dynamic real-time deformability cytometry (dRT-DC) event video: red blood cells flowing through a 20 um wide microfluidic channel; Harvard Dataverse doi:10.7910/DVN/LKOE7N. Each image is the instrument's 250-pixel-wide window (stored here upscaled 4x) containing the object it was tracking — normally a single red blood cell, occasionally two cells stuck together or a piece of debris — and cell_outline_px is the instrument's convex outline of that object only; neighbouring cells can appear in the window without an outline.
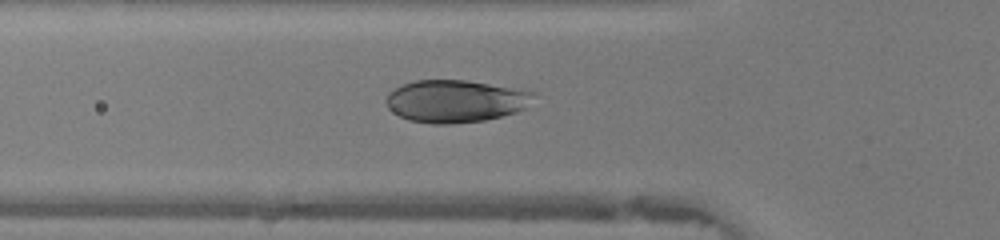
{"species": "human", "species_latin": "Homo sapiens", "temperature_condition": "warm", "stored_images_in_passage": 34, "camera_frame_rate_fps": 3000, "um_per_image_px": 0.085, "donor": {"sex": "female"}, "frame": {"image": 1, "passage_image": 4, "time_ms": 1.0, "image_size_px": [1000, 240], "cell_outline_px": [[536, 92], [524, 108], [516, 112], [484, 120], [452, 124], [432, 124], [408, 120], [392, 112], [388, 108], [384, 100], [388, 92], [404, 84], [416, 80], [464, 80]], "centroid_in_image_um": [38.64, 8.6], "position_along_channel_um": 87.2, "area_um2": 36.18}}
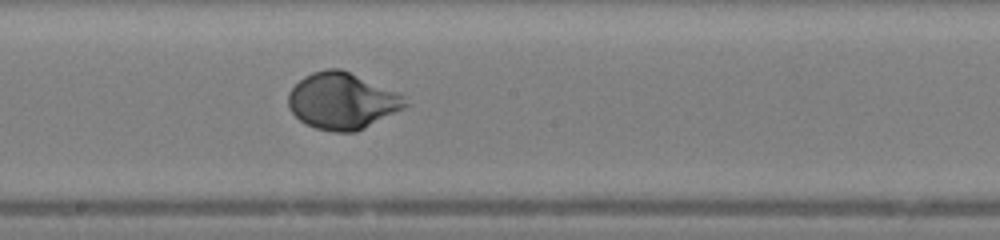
{"frame": {"image": 2, "passage_image": 13, "time_ms": 4.0, "image_size_px": [1000, 240], "cell_outline_px": [[412, 104], [356, 132], [332, 132], [316, 128], [300, 120], [288, 108], [288, 92], [304, 76], [312, 72], [324, 68], [340, 68], [400, 92]], "centroid_in_image_um": [29.11, 8.57], "position_along_channel_um": 219.1, "area_um2": 38.78}}
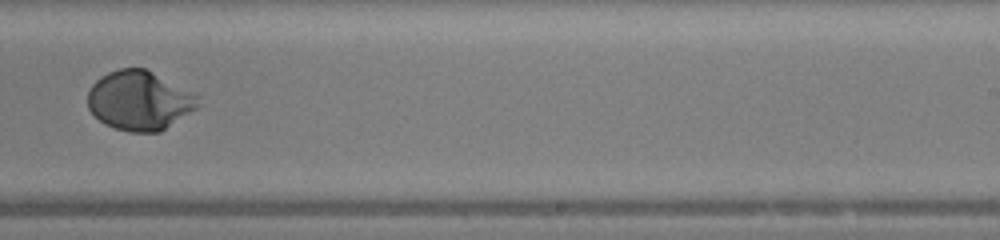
{"frame": {"image": 3, "passage_image": 17, "time_ms": 5.333, "image_size_px": [1000, 240], "cell_outline_px": [[200, 104], [196, 108], [160, 132], [128, 132], [104, 124], [88, 108], [88, 92], [92, 84], [100, 76], [108, 72], [120, 68], [144, 68], [200, 96]], "centroid_in_image_um": [11.84, 8.55], "position_along_channel_um": 277.2, "area_um2": 37.92}, "authors_computed_cell_mechanics": {"area_um2": 37.6567, "velocity_mm_per_s": 4.3764, "shape_relaxation_time_tau1_ms": 2.651, "shape_relaxation_time_tau2_ms": null, "deformation_change_tau1": 0.2087, "deformation_change_tau2": null}}